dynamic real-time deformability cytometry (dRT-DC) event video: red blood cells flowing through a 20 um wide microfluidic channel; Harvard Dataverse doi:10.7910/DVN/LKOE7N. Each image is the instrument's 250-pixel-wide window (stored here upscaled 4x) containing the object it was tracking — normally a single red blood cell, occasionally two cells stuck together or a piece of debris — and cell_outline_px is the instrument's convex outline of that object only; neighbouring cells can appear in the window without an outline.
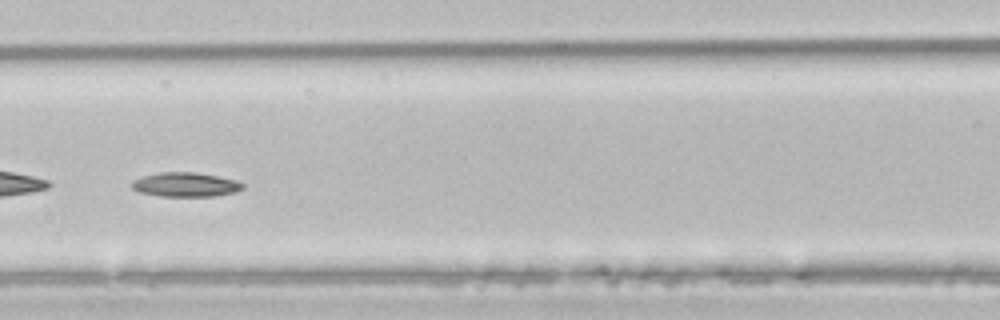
{"species": "common noctule bat (a hibernating species)", "species_latin": "Nyctalus noctula", "temperature_condition": "room temperature", "stored_images_in_passage": 50, "camera_frame_rate_fps": 3000, "um_per_image_px": 0.085, "animal": {"sex": "male", "body_mass_g": 21.5, "forearm_length_mm": 52.0}, "frame": {"image": 1, "passage_image": 22, "time_ms": 7.0, "image_size_px": [1000, 320], "cell_outline_px": [[244, 188], [236, 192], [212, 196], [160, 196], [140, 192], [132, 188], [132, 180], [144, 176], [160, 172], [196, 172], [240, 180], [244, 184]], "centroid_in_image_um": [15.82, 15.68], "position_along_channel_um": 150.8, "area_um2": 15.78}, "authors_computed_cell_mechanics": {"area_um2": 16.762, "velocity_mm_per_s": 3.9375, "shape_relaxation_time_tau1_ms": 7.9069, "shape_relaxation_time_tau2_ms": null, "deformation_change_tau1": 0.1186, "deformation_change_tau2": null}}